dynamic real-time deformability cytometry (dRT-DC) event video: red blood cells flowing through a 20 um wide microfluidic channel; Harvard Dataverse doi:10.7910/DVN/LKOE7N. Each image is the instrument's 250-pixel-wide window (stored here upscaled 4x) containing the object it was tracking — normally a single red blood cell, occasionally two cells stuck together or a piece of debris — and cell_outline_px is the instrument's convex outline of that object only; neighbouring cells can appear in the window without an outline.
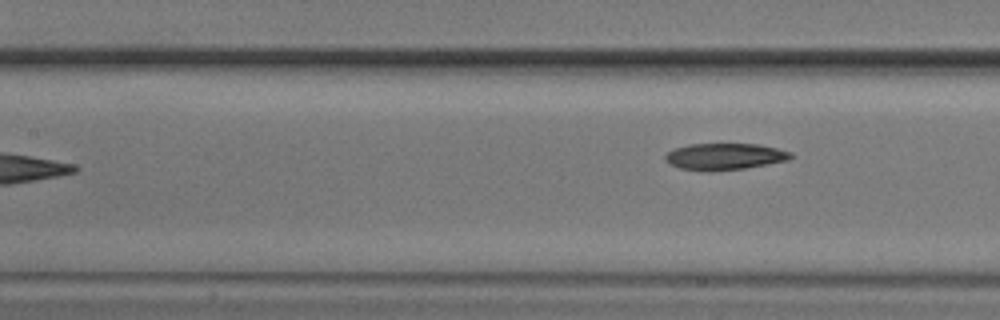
{"species": "common noctule bat (a hibernating species)", "species_latin": "Nyctalus noctula", "temperature_condition": "cold", "stored_images_in_passage": 8, "camera_frame_rate_fps": 3000, "um_per_image_px": 0.085, "animal": {"sex": "male", "body_mass_g": 20.5, "forearm_length_mm": 52.5}, "frame": {"image": 1, "passage_image": 8, "time_ms": 8.333, "image_size_px": [1000, 320], "cell_outline_px": [[796, 156], [788, 160], [768, 164], [744, 168], [712, 172], [708, 172], [680, 168], [664, 160], [664, 156], [668, 152], [676, 148], [688, 144], [760, 144], [792, 152]], "centroid_in_image_um": [61.63, 13.31], "position_along_channel_um": 145.8, "area_um2": 19.59}}